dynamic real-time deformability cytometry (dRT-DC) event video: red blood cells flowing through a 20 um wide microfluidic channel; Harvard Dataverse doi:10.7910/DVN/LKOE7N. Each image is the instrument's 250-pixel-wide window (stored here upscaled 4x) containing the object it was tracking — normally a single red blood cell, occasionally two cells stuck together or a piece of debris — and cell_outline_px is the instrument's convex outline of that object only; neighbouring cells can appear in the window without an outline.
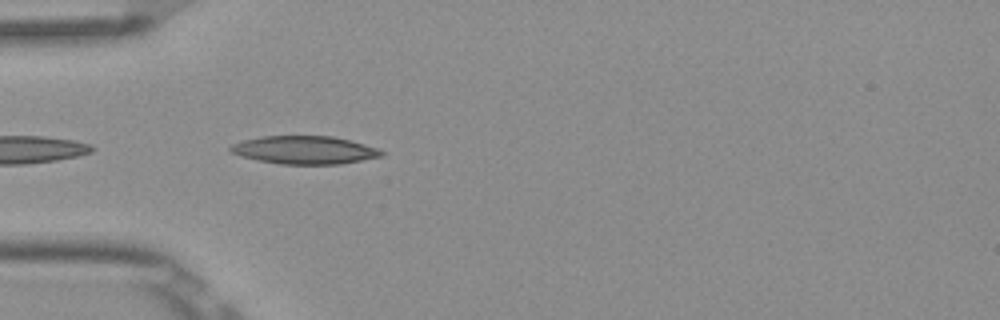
{"species": "Egyptian fruit bat (a non-hibernating species)", "species_latin": "Rousettus aegyptiacus", "temperature_condition": "room temperature", "stored_images_in_passage": 4, "camera_frame_rate_fps": 3000, "um_per_image_px": 0.085, "frame": {"image": 1, "passage_image": 4, "time_ms": 1.0, "image_size_px": [1000, 320], "cell_outline_px": [[384, 156], [340, 164], [280, 164], [240, 156], [232, 152], [228, 148], [232, 144], [244, 140], [264, 136], [332, 136], [364, 144], [376, 148], [384, 152]], "centroid_in_image_um": [25.89, 12.75], "position_along_channel_um": 59.1, "area_um2": 24.45}}